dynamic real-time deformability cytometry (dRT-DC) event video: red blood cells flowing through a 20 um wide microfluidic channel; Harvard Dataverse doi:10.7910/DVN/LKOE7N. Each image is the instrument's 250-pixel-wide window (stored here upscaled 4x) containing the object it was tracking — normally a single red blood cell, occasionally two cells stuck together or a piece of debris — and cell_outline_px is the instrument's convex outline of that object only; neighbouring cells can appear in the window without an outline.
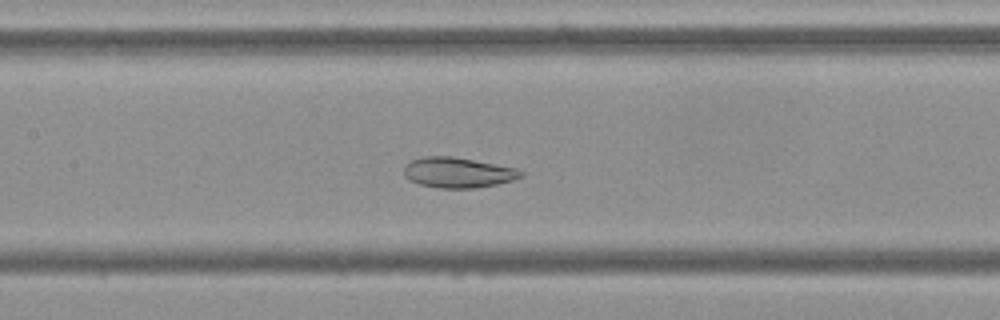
{"species": "Egyptian fruit bat (a non-hibernating species)", "species_latin": "Rousettus aegyptiacus", "temperature_condition": "cold", "stored_images_in_passage": 54, "camera_frame_rate_fps": 3000, "um_per_image_px": 0.085, "frame": {"image": 1, "passage_image": 25, "time_ms": 8.0, "image_size_px": [1000, 320], "cell_outline_px": [[524, 176], [512, 180], [496, 184], [476, 188], [440, 188], [420, 184], [408, 180], [404, 176], [404, 164], [408, 160], [424, 156], [452, 156], [516, 168], [524, 172]], "centroid_in_image_um": [38.88, 14.66], "position_along_channel_um": 168.5, "area_um2": 20.81}}
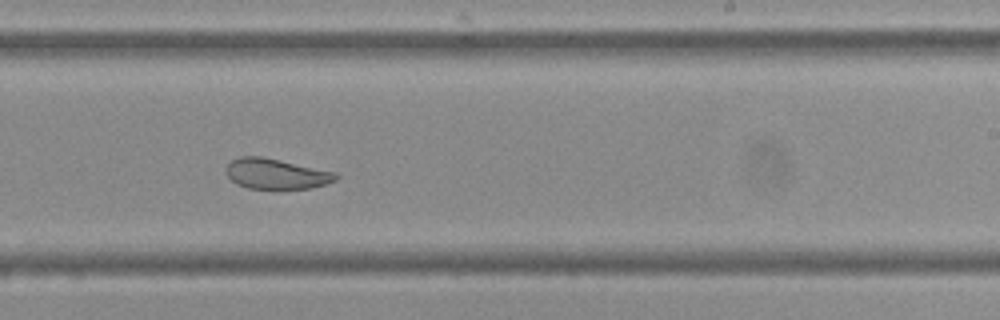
{"frame": {"image": 2, "passage_image": 33, "time_ms": 10.667, "image_size_px": [1000, 320], "cell_outline_px": [[340, 176], [336, 180], [328, 184], [312, 188], [248, 188], [236, 184], [224, 172], [228, 164], [232, 160], [240, 156], [260, 156], [280, 160], [336, 172]], "centroid_in_image_um": [23.49, 14.77], "position_along_channel_um": 265.5, "area_um2": 19.42}}
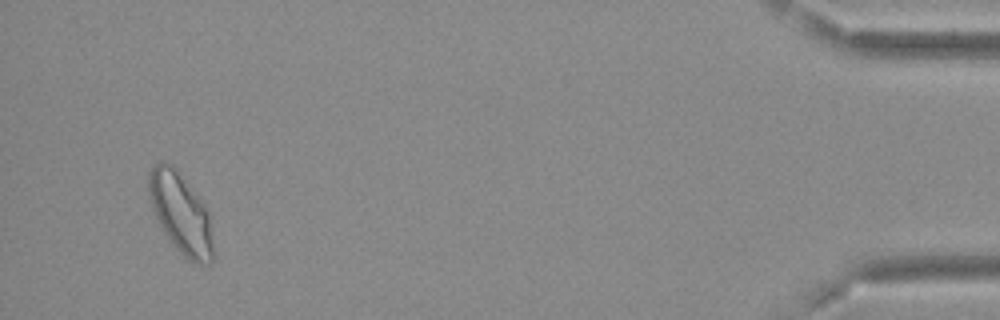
{"frame": {"image": 3, "passage_image": 52, "time_ms": 17.0, "image_size_px": [1000, 320], "cell_outline_px": [[216, 256], [212, 264], [196, 264], [188, 260], [172, 244], [160, 228], [156, 220], [152, 208], [148, 192], [148, 172], [160, 160], [164, 160], [172, 164], [176, 168], [204, 204], [208, 212]], "centroid_in_image_um": [15.37, 18.17], "position_along_channel_um": 419.8, "area_um2": 30.87}, "authors_computed_cell_mechanics": {"area_um2": 25.3742, "velocity_mm_per_s": 3.6493, "shape_relaxation_time_tau1_ms": null, "shape_relaxation_time_tau2_ms": 2.3773, "deformation_change_tau1": null, "deformation_change_tau2": 0.0663}}